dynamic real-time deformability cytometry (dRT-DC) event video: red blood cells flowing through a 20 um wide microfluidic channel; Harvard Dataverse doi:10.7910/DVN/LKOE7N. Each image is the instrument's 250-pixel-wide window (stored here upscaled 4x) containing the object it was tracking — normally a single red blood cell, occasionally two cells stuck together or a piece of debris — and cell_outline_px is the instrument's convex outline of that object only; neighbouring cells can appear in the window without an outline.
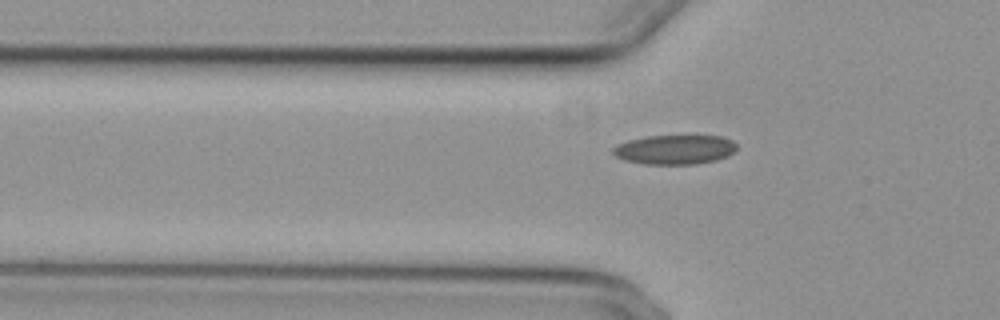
{"species": "common noctule bat (a hibernating species)", "species_latin": "Nyctalus noctula", "temperature_condition": "cold", "stored_images_in_passage": 42, "camera_frame_rate_fps": 3000, "um_per_image_px": 0.085, "animal": {"sex": "female", "body_mass_g": 29.2, "forearm_length_mm": 56.3}, "frame": {"image": 1, "passage_image": 11, "time_ms": 3.333, "image_size_px": [1000, 320], "cell_outline_px": [[736, 148], [728, 156], [716, 160], [696, 164], [644, 164], [624, 160], [616, 156], [612, 152], [612, 148], [616, 144], [628, 140], [648, 136], [688, 132], [720, 136], [732, 140], [736, 144]], "centroid_in_image_um": [57.37, 12.66], "position_along_channel_um": 68.4, "area_um2": 22.25}}
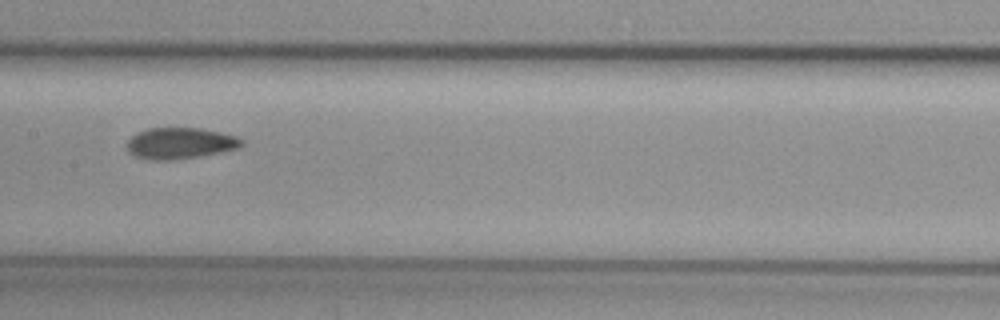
{"frame": {"image": 2, "passage_image": 21, "time_ms": 6.667, "image_size_px": [1000, 320], "cell_outline_px": [[244, 144], [236, 148], [220, 152], [196, 156], [168, 160], [148, 160], [136, 156], [128, 152], [128, 140], [136, 132], [148, 128], [200, 128], [220, 132], [236, 136], [244, 140]], "centroid_in_image_um": [15.29, 12.16], "position_along_channel_um": 192.1, "area_um2": 20.69}}
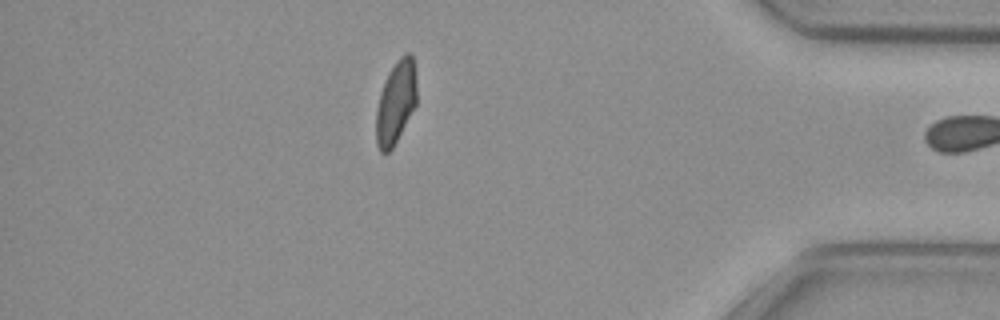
{"frame": {"image": 3, "passage_image": 41, "time_ms": 13.333, "image_size_px": [1000, 320], "cell_outline_px": [[416, 104], [392, 148], [388, 152], [380, 152], [376, 144], [376, 112], [380, 92], [388, 72], [396, 60], [404, 52], [408, 52], [412, 56], [416, 72]], "centroid_in_image_um": [33.64, 8.66], "position_along_channel_um": 401.6, "area_um2": 19.59}}